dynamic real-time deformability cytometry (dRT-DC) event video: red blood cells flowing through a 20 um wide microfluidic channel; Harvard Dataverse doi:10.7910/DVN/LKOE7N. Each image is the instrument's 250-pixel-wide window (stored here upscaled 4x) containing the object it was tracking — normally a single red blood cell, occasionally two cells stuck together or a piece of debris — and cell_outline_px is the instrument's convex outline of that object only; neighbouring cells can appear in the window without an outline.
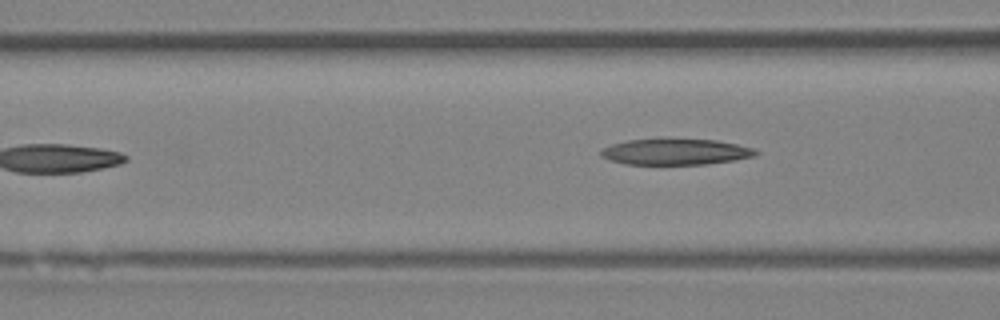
{"species": "Egyptian fruit bat (a non-hibernating species)", "species_latin": "Rousettus aegyptiacus", "temperature_condition": "room temperature", "stored_images_in_passage": 9, "camera_frame_rate_fps": 3000, "um_per_image_px": 0.085, "animal": {"sex": "female"}, "frame": {"image": 1, "passage_image": 8, "time_ms": 9.0, "image_size_px": [1000, 320], "cell_outline_px": [[760, 152], [756, 156], [708, 164], [624, 164], [600, 156], [600, 152], [604, 148], [612, 144], [628, 140], [716, 140], [736, 144], [752, 148]], "centroid_in_image_um": [57.44, 12.92], "position_along_channel_um": 109.2, "area_um2": 22.95}}
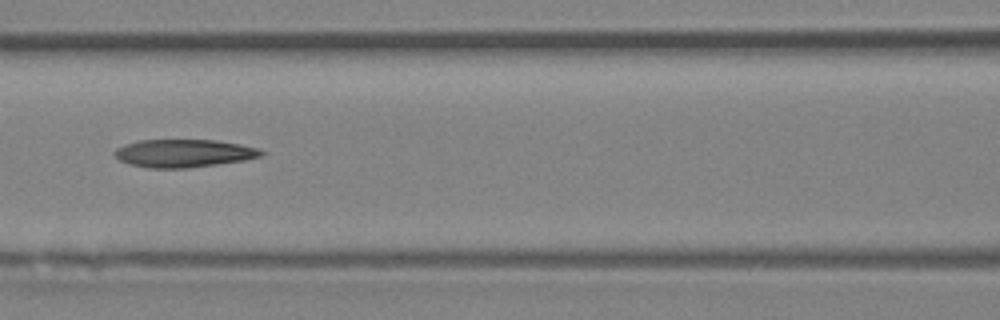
{"frame": {"image": 2, "passage_image": 9, "time_ms": 10.0, "image_size_px": [1000, 320], "cell_outline_px": [[264, 152], [260, 156], [244, 160], [216, 164], [184, 168], [148, 168], [132, 164], [120, 160], [112, 152], [116, 148], [124, 144], [140, 140], [216, 140], [240, 144], [260, 148]], "centroid_in_image_um": [15.61, 13.02], "position_along_channel_um": 151.0, "area_um2": 23.7}}